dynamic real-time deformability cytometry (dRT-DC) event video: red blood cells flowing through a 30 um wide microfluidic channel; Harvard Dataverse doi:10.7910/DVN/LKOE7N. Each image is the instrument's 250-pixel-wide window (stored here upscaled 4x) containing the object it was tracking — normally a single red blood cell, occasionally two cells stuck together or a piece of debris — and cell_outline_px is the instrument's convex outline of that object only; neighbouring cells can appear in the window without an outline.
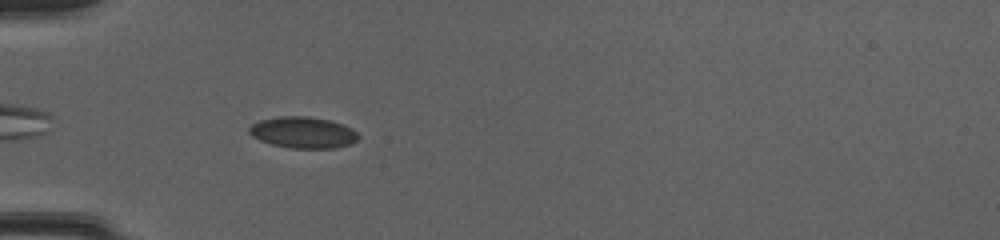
{"species": "common noctule bat (a hibernating species)", "species_latin": "Nyctalus noctula", "temperature_condition": "cold", "stored_images_in_passage": 39, "camera_frame_rate_fps": 3000, "um_per_image_px": 0.085, "animal": {"sex": "female", "body_mass_g": 20.0, "forearm_length_mm": 54.0}, "frame": {"image": 1, "passage_image": 4, "time_ms": 1.0, "image_size_px": [1000, 240], "cell_outline_px": [[360, 136], [356, 140], [348, 144], [336, 148], [288, 148], [272, 144], [260, 140], [252, 136], [248, 132], [248, 128], [252, 124], [260, 120], [280, 116], [308, 116], [328, 120], [344, 124], [352, 128]], "centroid_in_image_um": [25.75, 11.26], "position_along_channel_um": 59.3, "area_um2": 19.94}}
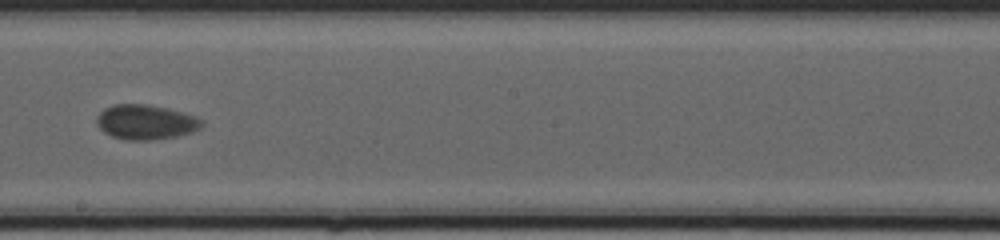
{"frame": {"image": 2, "passage_image": 18, "time_ms": 5.667, "image_size_px": [1000, 240], "cell_outline_px": [[204, 124], [200, 128], [192, 132], [176, 136], [152, 140], [128, 140], [112, 136], [104, 132], [96, 124], [96, 116], [104, 108], [112, 104], [144, 104], [168, 108], [184, 112], [196, 116], [204, 120]], "centroid_in_image_um": [12.39, 10.37], "position_along_channel_um": 235.8, "area_um2": 21.5}}
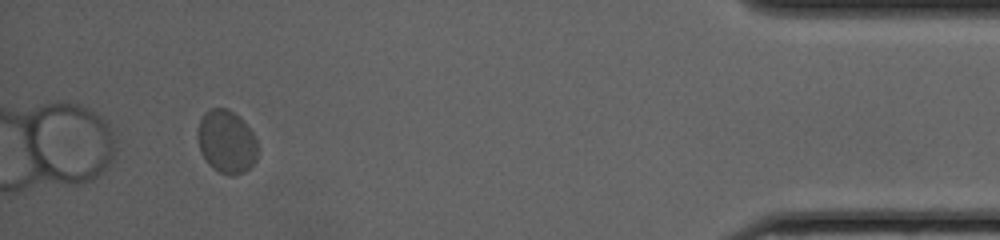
{"frame": {"image": 3, "passage_image": 36, "time_ms": 11.667, "image_size_px": [1000, 240], "cell_outline_px": [[256, 160], [244, 172], [232, 176], [220, 172], [212, 168], [208, 164], [200, 152], [196, 136], [196, 132], [200, 120], [204, 112], [212, 108], [228, 108], [252, 132], [256, 140]], "centroid_in_image_um": [19.19, 12.06], "position_along_channel_um": 416.0, "area_um2": 21.91}, "authors_computed_cell_mechanics": {"area_um2": 21.2126, "velocity_mm_per_s": 3.9714, "shape_relaxation_time_tau1_ms": 3.2194, "shape_relaxation_time_tau2_ms": null, "deformation_change_tau1": 0.059, "deformation_change_tau2": null}}